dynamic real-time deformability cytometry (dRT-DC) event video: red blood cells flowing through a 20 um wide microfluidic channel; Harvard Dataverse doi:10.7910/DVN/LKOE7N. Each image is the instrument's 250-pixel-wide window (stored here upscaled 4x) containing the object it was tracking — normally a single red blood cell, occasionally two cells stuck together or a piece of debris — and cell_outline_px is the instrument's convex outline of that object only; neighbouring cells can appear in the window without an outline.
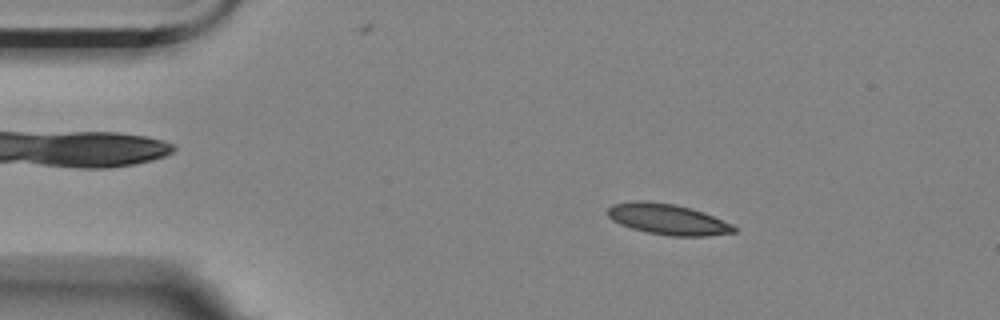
{"species": "Egyptian fruit bat (a non-hibernating species)", "species_latin": "Rousettus aegyptiacus", "temperature_condition": "room temperature", "stored_images_in_passage": 56, "camera_frame_rate_fps": 3000, "um_per_image_px": 0.085, "animal": {"sex": "female"}, "frame": {"image": 1, "passage_image": 9, "time_ms": 2.667, "image_size_px": [1000, 320], "cell_outline_px": [[736, 232], [708, 236], [672, 236], [648, 232], [632, 228], [620, 224], [612, 220], [608, 216], [608, 208], [612, 204], [632, 200], [644, 200], [676, 204], [692, 208], [704, 212], [732, 224], [736, 228]], "centroid_in_image_um": [56.75, 18.62], "position_along_channel_um": 28.2, "area_um2": 22.77}}
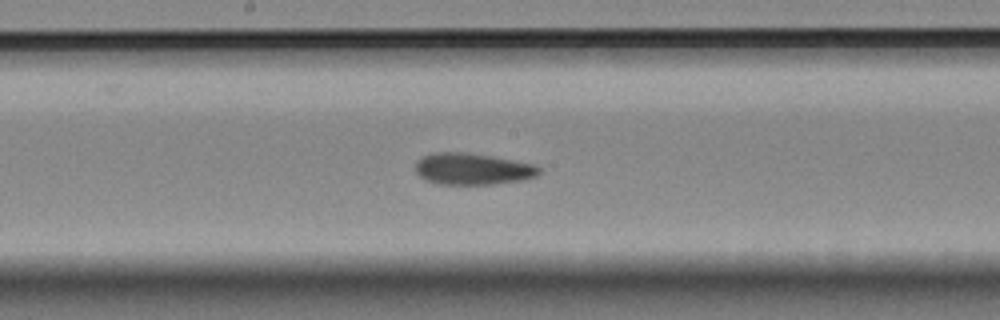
{"frame": {"image": 2, "passage_image": 29, "time_ms": 9.333, "image_size_px": [1000, 320], "cell_outline_px": [[540, 172], [536, 176], [520, 180], [496, 184], [440, 184], [428, 180], [420, 176], [416, 172], [416, 160], [424, 156], [436, 152], [464, 152], [488, 156], [532, 164], [540, 168]], "centroid_in_image_um": [40.14, 14.36], "position_along_channel_um": 208.1, "area_um2": 22.31}}
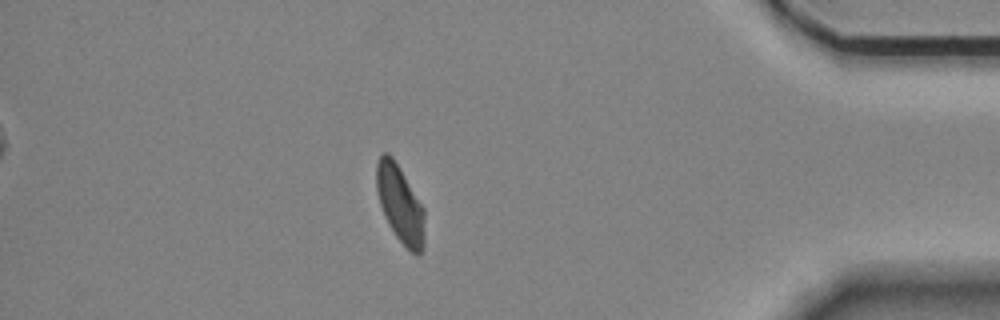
{"frame": {"image": 3, "passage_image": 49, "time_ms": 16.0, "image_size_px": [1000, 320], "cell_outline_px": [[424, 248], [420, 252], [412, 252], [396, 236], [388, 224], [384, 216], [380, 204], [376, 188], [376, 164], [380, 156], [384, 152], [388, 152], [392, 156], [400, 168], [424, 208]], "centroid_in_image_um": [33.99, 17.31], "position_along_channel_um": 401.2, "area_um2": 21.5}, "authors_computed_cell_mechanics": {"area_um2": 22.3108, "velocity_mm_per_s": 3.4957, "shape_relaxation_time_tau1_ms": 4.7011, "shape_relaxation_time_tau2_ms": 1.9921, "deformation_change_tau1": 0.1251, "deformation_change_tau2": 0.0815}}